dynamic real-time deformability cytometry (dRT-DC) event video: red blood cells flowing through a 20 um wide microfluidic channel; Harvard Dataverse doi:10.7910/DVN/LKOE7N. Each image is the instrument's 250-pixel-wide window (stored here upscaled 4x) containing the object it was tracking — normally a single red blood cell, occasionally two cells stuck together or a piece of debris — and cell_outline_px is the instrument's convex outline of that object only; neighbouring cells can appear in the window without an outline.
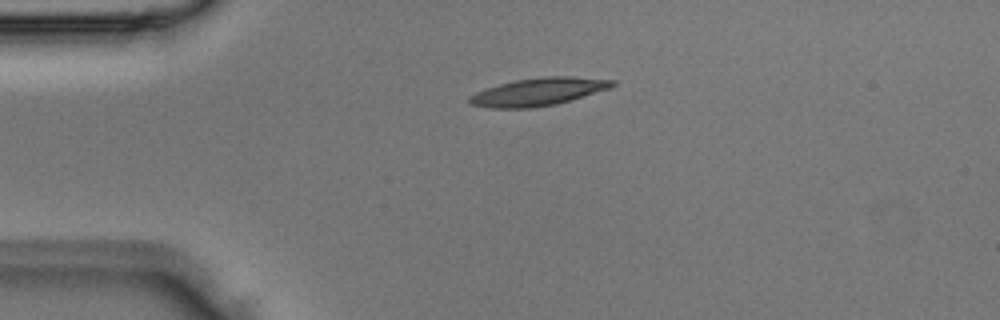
{"species": "Egyptian fruit bat (a non-hibernating species)", "species_latin": "Rousettus aegyptiacus", "temperature_condition": "room temperature", "stored_images_in_passage": 2, "camera_frame_rate_fps": 3000, "um_per_image_px": 0.085, "animal": {"sex": "male"}, "frame": {"image": 1, "passage_image": 1, "time_ms": 0.0, "image_size_px": [1000, 320], "cell_outline_px": [[616, 84], [608, 88], [556, 104], [532, 108], [492, 108], [468, 104], [468, 96], [476, 92], [500, 84], [516, 80], [544, 76], [572, 76], [616, 80]], "centroid_in_image_um": [45.72, 7.8], "position_along_channel_um": 39.3, "area_um2": 22.89}}
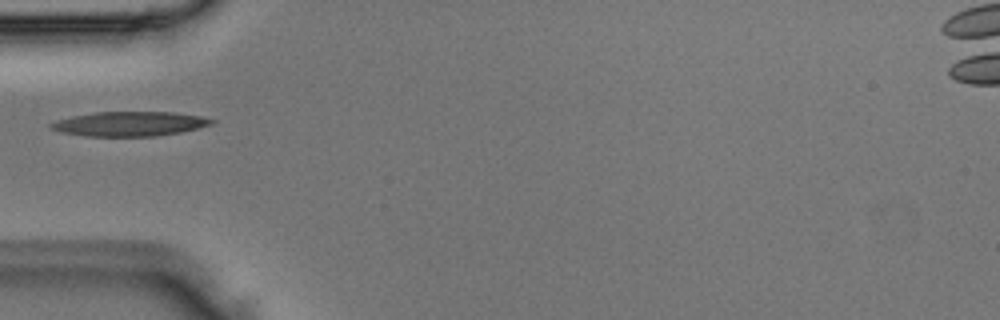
{"frame": {"image": 2, "passage_image": 2, "time_ms": 0.333, "image_size_px": [1000, 320], "cell_outline_px": [[216, 120], [212, 124], [180, 132], [156, 136], [88, 136], [64, 132], [52, 128], [48, 124], [56, 120], [72, 116], [96, 112], [176, 112], [200, 116]], "centroid_in_image_um": [11.04, 10.52], "position_along_channel_um": 74.0, "area_um2": 22.72}}